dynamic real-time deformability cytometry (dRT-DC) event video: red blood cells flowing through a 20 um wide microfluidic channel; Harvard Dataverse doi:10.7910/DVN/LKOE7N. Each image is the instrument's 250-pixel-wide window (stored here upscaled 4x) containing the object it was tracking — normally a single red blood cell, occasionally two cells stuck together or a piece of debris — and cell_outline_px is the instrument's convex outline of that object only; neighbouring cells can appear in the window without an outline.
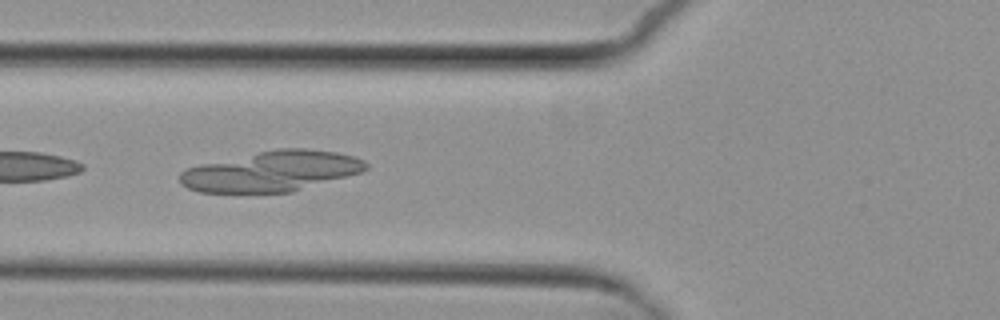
{"species": "common noctule bat (a hibernating species)", "species_latin": "Nyctalus noctula", "temperature_condition": "cold", "stored_images_in_passage": 8, "camera_frame_rate_fps": 3000, "um_per_image_px": 0.085, "animal": {"sex": "female", "body_mass_g": 29.2, "forearm_length_mm": 56.3}, "frame": {"image": 1, "passage_image": 6, "time_ms": 6.0, "image_size_px": [1000, 320], "cell_outline_px": [[368, 168], [360, 172], [292, 192], [200, 192], [188, 188], [180, 184], [180, 172], [188, 168], [200, 164], [280, 148], [304, 148], [336, 152], [352, 156], [364, 160], [368, 164]], "centroid_in_image_um": [23.08, 14.56], "position_along_channel_um": 102.7, "area_um2": 43.18}}
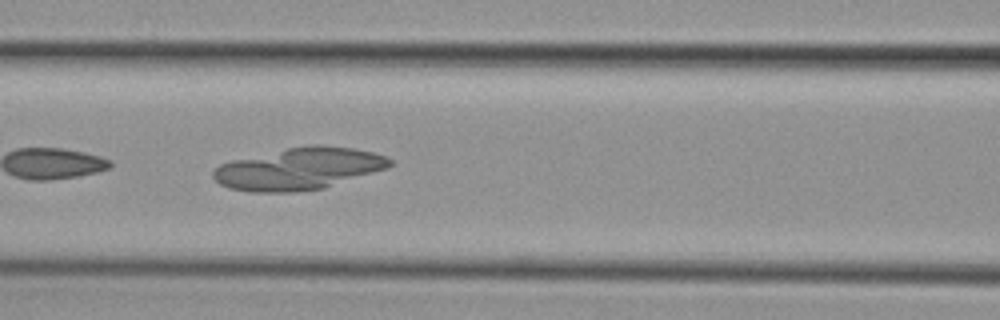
{"frame": {"image": 2, "passage_image": 7, "time_ms": 7.0, "image_size_px": [1000, 320], "cell_outline_px": [[392, 164], [388, 168], [324, 188], [296, 192], [252, 192], [228, 188], [220, 184], [212, 176], [212, 172], [220, 164], [232, 160], [288, 148], [308, 144], [320, 144], [352, 148], [372, 152], [384, 156], [392, 160]], "centroid_in_image_um": [25.41, 14.34], "position_along_channel_um": 141.2, "area_um2": 43.12}}
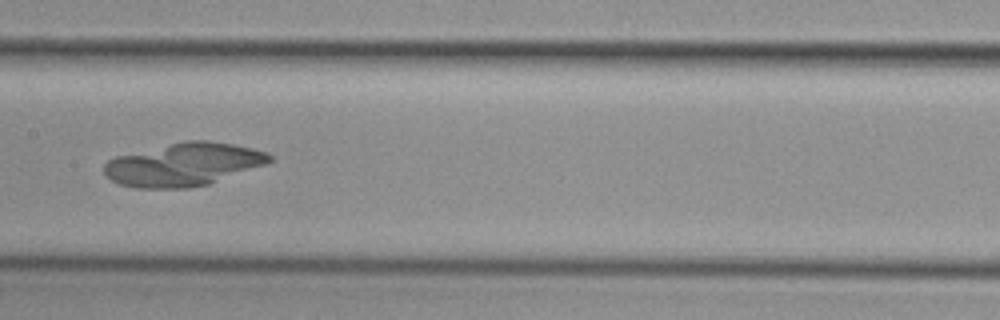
{"frame": {"image": 3, "passage_image": 8, "time_ms": 8.333, "image_size_px": [1000, 320], "cell_outline_px": [[272, 160], [264, 164], [208, 184], [188, 188], [136, 188], [120, 184], [112, 180], [104, 172], [104, 164], [108, 160], [116, 156], [188, 140], [208, 140], [232, 144], [252, 148], [268, 152], [272, 156]], "centroid_in_image_um": [15.6, 13.98], "position_along_channel_um": 191.8, "area_um2": 40.92}}